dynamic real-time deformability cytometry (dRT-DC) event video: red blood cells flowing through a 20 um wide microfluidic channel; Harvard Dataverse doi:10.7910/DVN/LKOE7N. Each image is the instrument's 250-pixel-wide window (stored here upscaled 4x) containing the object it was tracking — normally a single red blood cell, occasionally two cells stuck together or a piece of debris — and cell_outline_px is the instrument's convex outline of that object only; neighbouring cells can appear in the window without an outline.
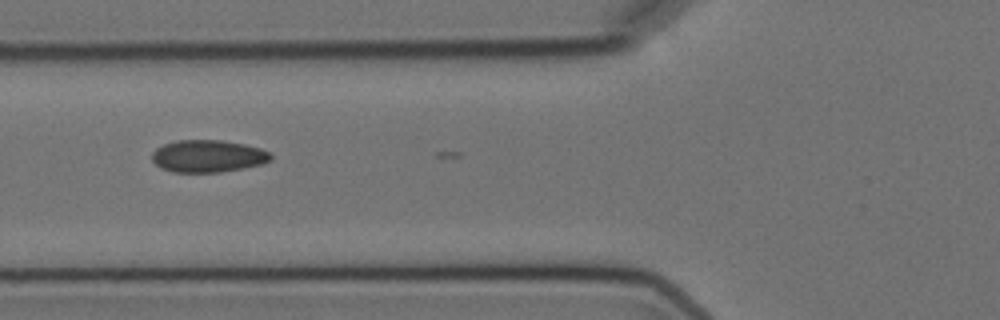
{"species": "Egyptian fruit bat (a non-hibernating species)", "species_latin": "Rousettus aegyptiacus", "temperature_condition": "cold", "stored_images_in_passage": 4, "camera_frame_rate_fps": 3000, "um_per_image_px": 0.085, "animal": {"sex": "female"}, "frame": {"image": 1, "passage_image": 2, "time_ms": 1.0, "image_size_px": [1000, 320], "cell_outline_px": [[272, 160], [260, 164], [244, 168], [220, 172], [172, 172], [160, 168], [152, 160], [152, 152], [156, 148], [164, 144], [176, 140], [220, 140], [244, 144], [260, 148], [268, 152], [272, 156]], "centroid_in_image_um": [17.65, 13.27], "position_along_channel_um": 108.1, "area_um2": 22.37}}
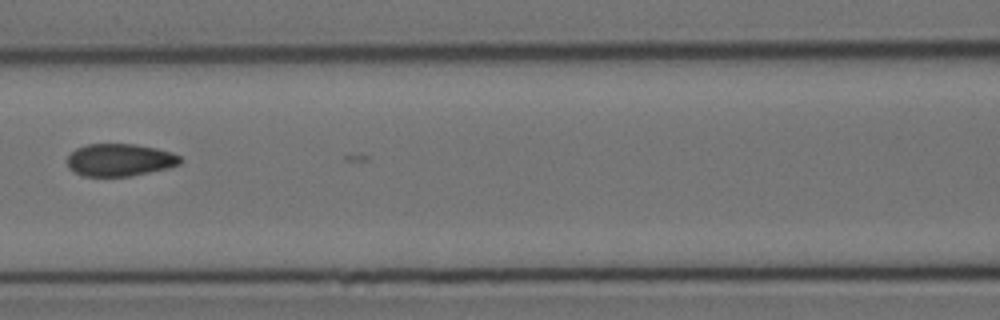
{"frame": {"image": 2, "passage_image": 3, "time_ms": 2.333, "image_size_px": [1000, 320], "cell_outline_px": [[180, 164], [168, 168], [132, 176], [80, 176], [68, 168], [68, 156], [76, 148], [88, 144], [132, 144], [156, 148], [172, 152], [180, 156]], "centroid_in_image_um": [10.17, 13.6], "position_along_channel_um": 156.4, "area_um2": 21.39}}